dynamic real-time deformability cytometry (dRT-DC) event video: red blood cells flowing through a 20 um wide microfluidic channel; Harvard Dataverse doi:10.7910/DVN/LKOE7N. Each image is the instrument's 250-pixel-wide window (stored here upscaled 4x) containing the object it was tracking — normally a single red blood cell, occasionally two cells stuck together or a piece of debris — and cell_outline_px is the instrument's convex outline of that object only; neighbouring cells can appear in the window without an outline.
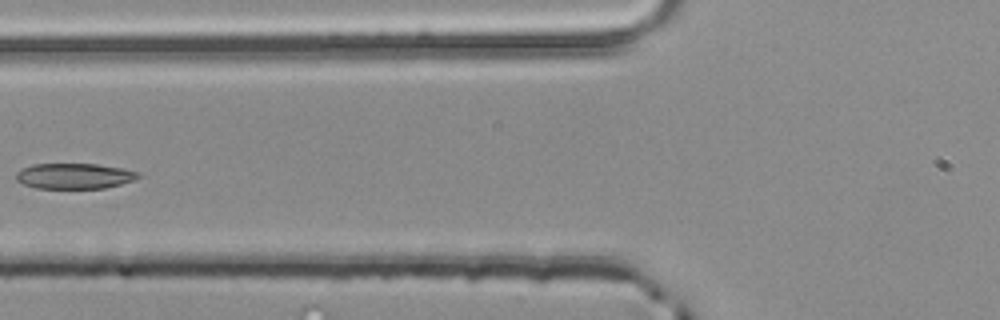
{"species": "common noctule bat (a hibernating species)", "species_latin": "Nyctalus noctula", "temperature_condition": "room temperature", "stored_images_in_passage": 4, "camera_frame_rate_fps": 3000, "um_per_image_px": 0.085, "animal": {"sex": "male", "body_mass_g": 20.4}, "frame": {"image": 1, "passage_image": 4, "time_ms": 1.0, "image_size_px": [1000, 320], "cell_outline_px": [[140, 176], [132, 180], [120, 184], [104, 188], [36, 188], [24, 184], [16, 180], [16, 172], [32, 164], [96, 164], [124, 168], [140, 172]], "centroid_in_image_um": [6.32, 14.95], "position_along_channel_um": 119.5, "area_um2": 18.09}}